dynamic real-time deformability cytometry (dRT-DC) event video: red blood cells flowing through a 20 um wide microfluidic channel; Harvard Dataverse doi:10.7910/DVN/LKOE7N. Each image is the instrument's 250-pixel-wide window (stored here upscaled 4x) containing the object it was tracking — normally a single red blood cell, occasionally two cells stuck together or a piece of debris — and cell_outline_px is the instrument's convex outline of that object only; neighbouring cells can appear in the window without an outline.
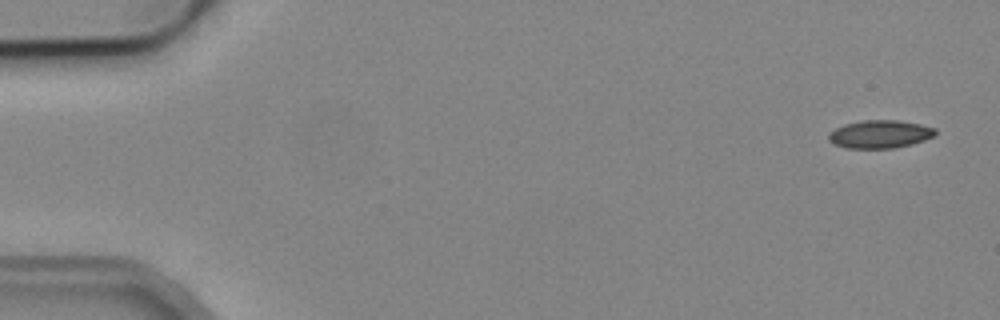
{"species": "common noctule bat (a hibernating species)", "species_latin": "Nyctalus noctula", "temperature_condition": "cold", "stored_images_in_passage": 51, "camera_frame_rate_fps": 3000, "um_per_image_px": 0.085, "animal": {"sex": "male", "body_mass_g": 19.2, "forearm_length_mm": 51.8}, "frame": {"image": 1, "passage_image": 1, "time_ms": 0.0, "image_size_px": [1000, 320], "cell_outline_px": [[936, 136], [912, 144], [896, 148], [844, 148], [832, 144], [828, 140], [828, 136], [836, 128], [844, 124], [864, 120], [900, 120], [920, 124], [936, 128]], "centroid_in_image_um": [74.81, 11.41], "position_along_channel_um": 10.2, "area_um2": 17.57}}
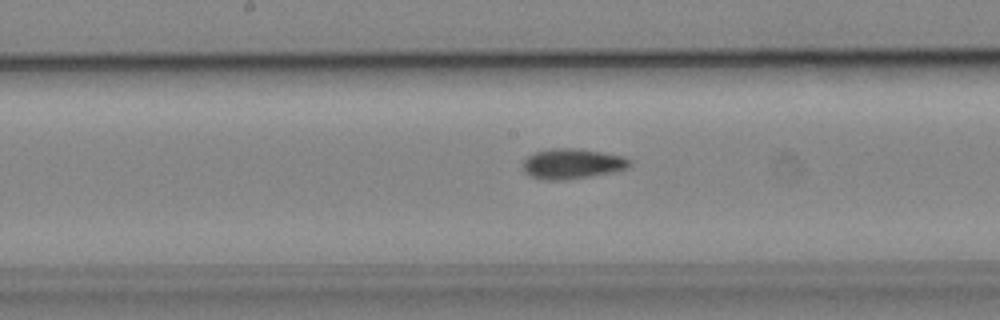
{"frame": {"image": 2, "passage_image": 26, "time_ms": 8.333, "image_size_px": [1000, 320], "cell_outline_px": [[632, 164], [628, 168], [616, 172], [568, 180], [548, 180], [532, 176], [524, 172], [524, 160], [528, 156], [536, 152], [552, 148], [576, 148], [624, 156], [632, 160]], "centroid_in_image_um": [48.71, 13.92], "position_along_channel_um": 199.5, "area_um2": 18.9}}
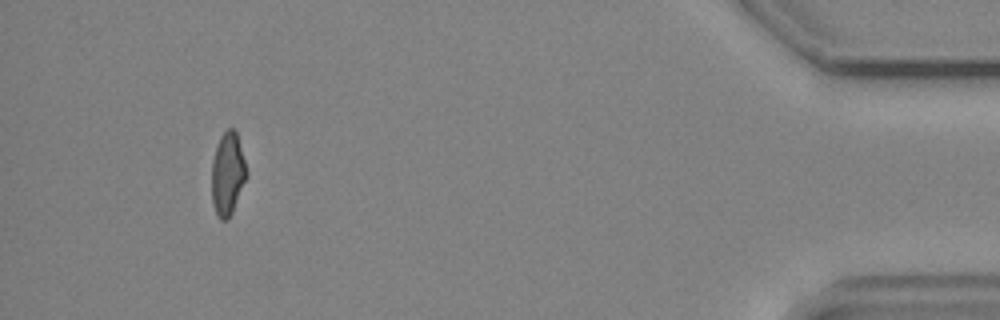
{"frame": {"image": 3, "passage_image": 48, "time_ms": 15.667, "image_size_px": [1000, 320], "cell_outline_px": [[248, 176], [232, 212], [228, 220], [220, 220], [216, 216], [212, 204], [212, 160], [220, 136], [228, 128], [232, 128], [236, 132], [248, 172]], "centroid_in_image_um": [19.35, 14.82], "position_along_channel_um": 415.9, "area_um2": 16.94}, "authors_computed_cell_mechanics": {"area_um2": 17.8602, "velocity_mm_per_s": 3.8966, "shape_relaxation_time_tau1_ms": null, "shape_relaxation_time_tau2_ms": 3.0081, "deformation_change_tau1": null, "deformation_change_tau2": 0.0795}}